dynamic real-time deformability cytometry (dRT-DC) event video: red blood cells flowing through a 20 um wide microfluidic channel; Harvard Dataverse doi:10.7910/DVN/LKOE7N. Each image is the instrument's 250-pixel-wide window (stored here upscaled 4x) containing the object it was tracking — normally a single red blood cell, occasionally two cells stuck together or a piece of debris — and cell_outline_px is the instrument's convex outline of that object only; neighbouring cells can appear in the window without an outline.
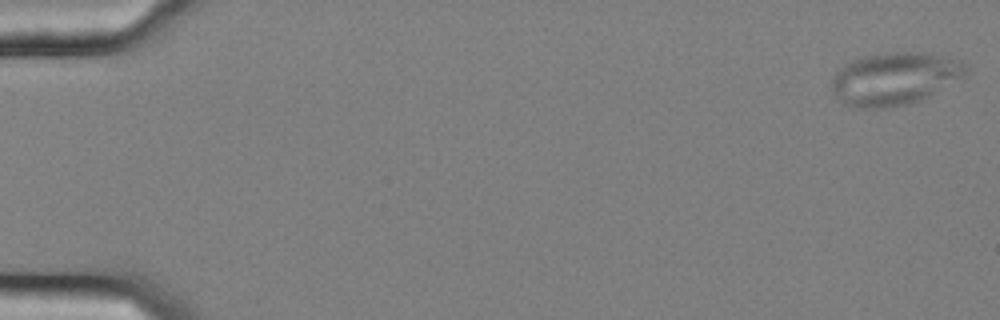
{"species": "common noctule bat (a hibernating species)", "species_latin": "Nyctalus noctula", "temperature_condition": "cold", "stored_images_in_passage": 54, "camera_frame_rate_fps": 3000, "um_per_image_px": 0.085, "animal": {"sex": "female", "body_mass_g": 25.1}, "frame": {"image": 1, "passage_image": 1, "time_ms": 0.0, "image_size_px": [1000, 320], "cell_outline_px": [[968, 68], [964, 76], [928, 96], [908, 104], [872, 108], [860, 108], [844, 104], [836, 96], [832, 88], [832, 76], [844, 64], [864, 56], [888, 52], [932, 52], [960, 60]], "centroid_in_image_um": [76.04, 6.66], "position_along_channel_um": 9.0, "area_um2": 40.86}}
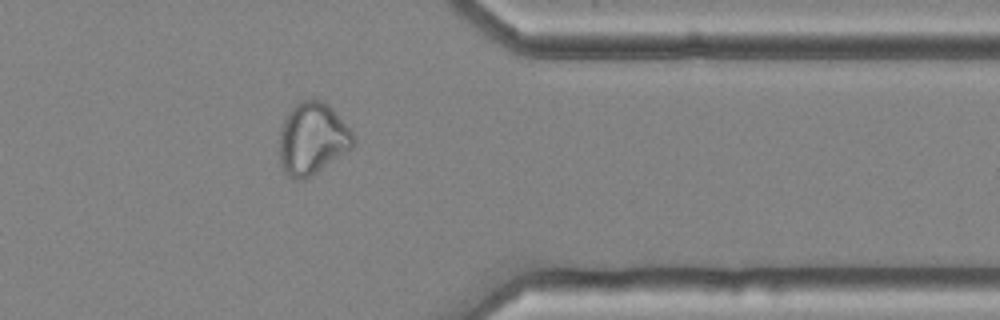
{"frame": {"image": 2, "passage_image": 46, "time_ms": 15.0, "image_size_px": [1000, 320], "cell_outline_px": [[356, 140], [352, 148], [304, 180], [292, 180], [284, 172], [280, 164], [280, 128], [288, 112], [300, 100], [324, 100], [332, 108], [352, 132]], "centroid_in_image_um": [26.54, 11.79], "position_along_channel_um": 384.9, "area_um2": 30.92}}